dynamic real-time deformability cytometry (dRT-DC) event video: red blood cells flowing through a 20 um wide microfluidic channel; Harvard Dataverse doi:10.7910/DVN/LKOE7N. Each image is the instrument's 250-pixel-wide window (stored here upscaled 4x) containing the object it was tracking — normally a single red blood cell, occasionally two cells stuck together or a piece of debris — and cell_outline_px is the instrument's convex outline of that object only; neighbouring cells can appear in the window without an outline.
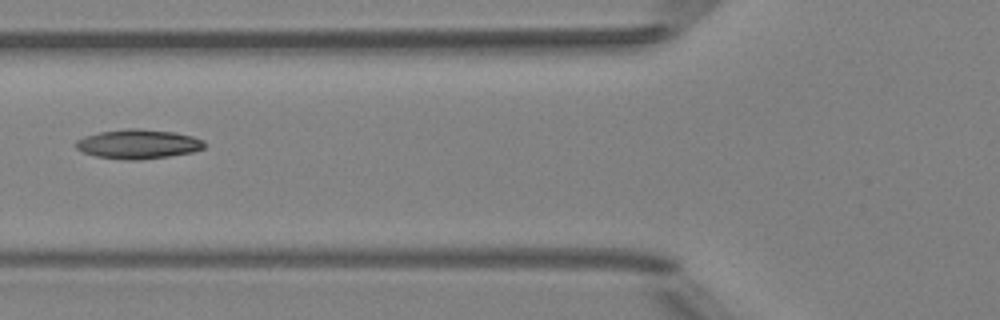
{"species": "Egyptian fruit bat (a non-hibernating species)", "species_latin": "Rousettus aegyptiacus", "temperature_condition": "room temperature", "stored_images_in_passage": 6, "camera_frame_rate_fps": 3000, "um_per_image_px": 0.085, "animal": {"sex": "female"}, "frame": {"image": 1, "passage_image": 5, "time_ms": 5.333, "image_size_px": [1000, 320], "cell_outline_px": [[204, 148], [192, 152], [168, 156], [140, 160], [128, 160], [96, 156], [84, 152], [76, 148], [76, 140], [84, 136], [100, 132], [128, 128], [136, 128], [176, 132], [192, 136], [204, 140]], "centroid_in_image_um": [11.75, 12.24], "position_along_channel_um": 114.0, "area_um2": 21.91}}
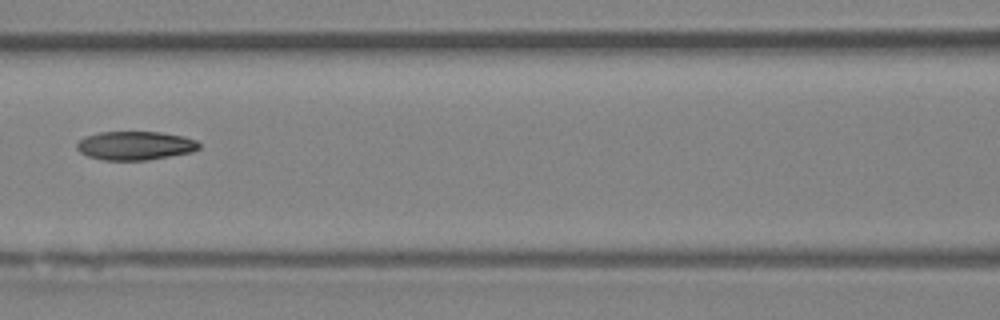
{"frame": {"image": 2, "passage_image": 6, "time_ms": 6.333, "image_size_px": [1000, 320], "cell_outline_px": [[200, 148], [192, 152], [148, 160], [104, 160], [88, 156], [80, 152], [76, 148], [76, 144], [84, 136], [100, 132], [160, 132], [184, 136], [196, 140], [200, 144]], "centroid_in_image_um": [11.5, 12.37], "position_along_channel_um": 155.1, "area_um2": 20.52}}